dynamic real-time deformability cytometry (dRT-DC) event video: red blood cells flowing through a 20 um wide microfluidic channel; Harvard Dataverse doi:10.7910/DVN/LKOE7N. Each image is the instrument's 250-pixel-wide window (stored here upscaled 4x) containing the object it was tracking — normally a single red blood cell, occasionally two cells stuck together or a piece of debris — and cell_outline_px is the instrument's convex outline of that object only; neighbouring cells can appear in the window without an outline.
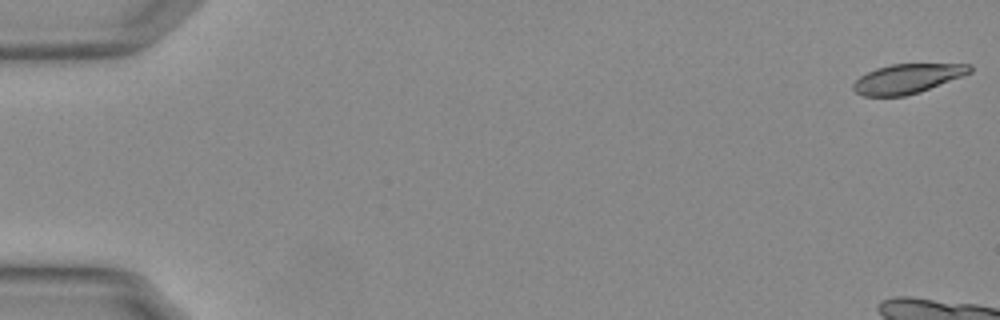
{"species": "Egyptian fruit bat (a non-hibernating species)", "species_latin": "Rousettus aegyptiacus", "temperature_condition": "warm", "stored_images_in_passage": 14, "camera_frame_rate_fps": 3000, "um_per_image_px": 0.085, "animal": {"sex": "female"}, "frame": {"image": 1, "passage_image": 1, "time_ms": 0.0, "image_size_px": [1000, 320], "cell_outline_px": [[972, 72], [920, 92], [904, 96], [864, 96], [856, 92], [852, 88], [852, 84], [860, 76], [876, 68], [892, 64], [972, 64]], "centroid_in_image_um": [77.12, 6.68], "position_along_channel_um": 7.9, "area_um2": 19.88}}